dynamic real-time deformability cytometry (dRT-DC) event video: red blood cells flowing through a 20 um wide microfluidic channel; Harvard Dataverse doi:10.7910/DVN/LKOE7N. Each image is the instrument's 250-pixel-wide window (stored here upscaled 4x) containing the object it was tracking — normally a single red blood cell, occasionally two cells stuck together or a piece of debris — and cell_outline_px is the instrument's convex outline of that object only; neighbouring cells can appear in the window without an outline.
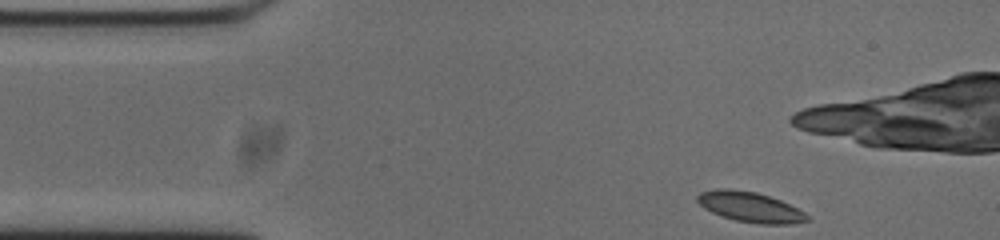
{"species": "common noctule bat (a hibernating species)", "species_latin": "Nyctalus noctula", "temperature_condition": "cold", "stored_images_in_passage": 49, "camera_frame_rate_fps": 3000, "um_per_image_px": 0.085, "animal": {"sex": "male", "body_mass_g": 20.0, "forearm_length_mm": 53.3}, "frame": {"image": 1, "passage_image": 1, "time_ms": 0.0, "image_size_px": [1000, 240], "cell_outline_px": [[808, 220], [792, 224], [760, 224], [736, 220], [712, 212], [704, 208], [696, 200], [696, 196], [700, 192], [716, 188], [728, 188], [756, 192], [780, 200], [804, 212], [808, 216]], "centroid_in_image_um": [63.73, 17.58], "position_along_channel_um": 21.3, "area_um2": 19.13}}
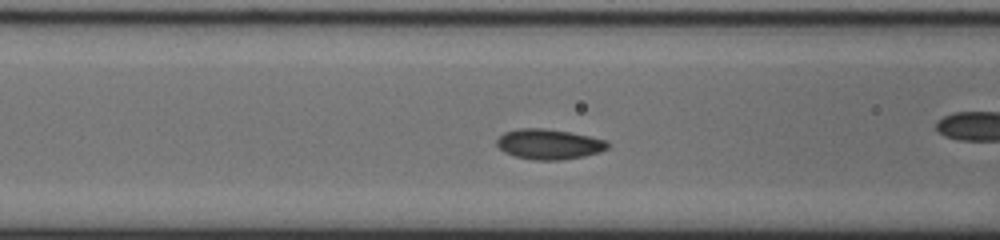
{"frame": {"image": 2, "passage_image": 14, "time_ms": 4.333, "image_size_px": [1000, 240], "cell_outline_px": [[612, 144], [608, 148], [600, 152], [584, 156], [560, 160], [536, 160], [516, 156], [504, 152], [496, 144], [496, 140], [504, 132], [520, 128], [544, 128], [568, 132], [608, 140]], "centroid_in_image_um": [46.69, 12.25], "position_along_channel_um": 119.9, "area_um2": 19.54}}
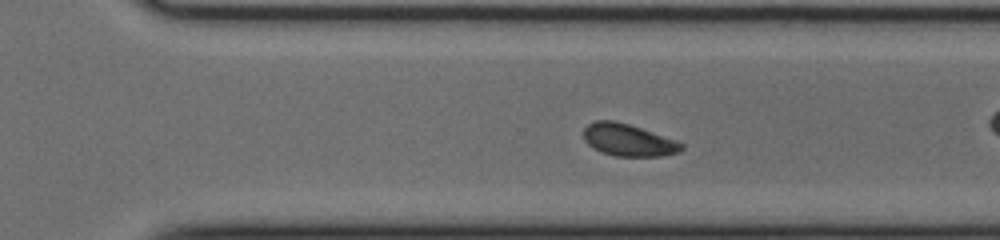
{"frame": {"image": 3, "passage_image": 30, "time_ms": 9.667, "image_size_px": [1000, 240], "cell_outline_px": [[684, 148], [680, 152], [660, 156], [616, 156], [600, 152], [592, 148], [584, 140], [584, 128], [588, 124], [596, 120], [616, 120], [676, 140], [684, 144]], "centroid_in_image_um": [53.39, 11.91], "position_along_channel_um": 317.2, "area_um2": 18.38}, "authors_computed_cell_mechanics": {"area_um2": 18.6694, "velocity_mm_per_s": 3.7051, "shape_relaxation_time_tau1_ms": 3.0505, "shape_relaxation_time_tau2_ms": 2.2086, "deformation_change_tau1": 0.0716, "deformation_change_tau2": 0.0554}}